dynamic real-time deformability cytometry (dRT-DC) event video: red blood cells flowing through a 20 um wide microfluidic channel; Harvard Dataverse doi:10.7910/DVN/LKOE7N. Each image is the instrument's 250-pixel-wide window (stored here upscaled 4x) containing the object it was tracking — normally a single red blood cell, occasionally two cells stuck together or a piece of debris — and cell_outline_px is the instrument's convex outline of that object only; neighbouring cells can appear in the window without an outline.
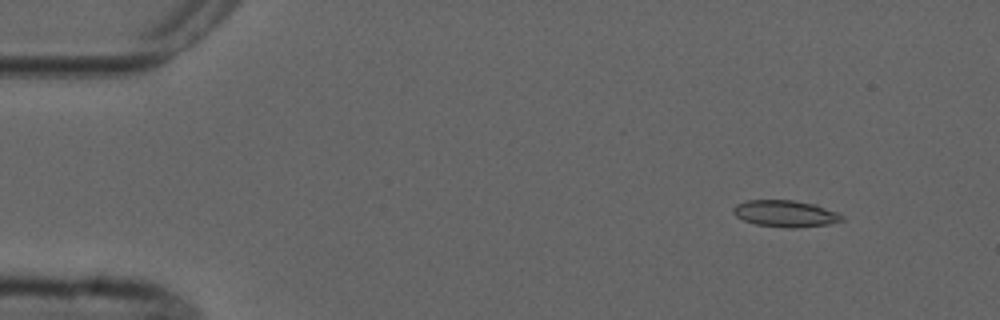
{"species": "common noctule bat (a hibernating species)", "species_latin": "Nyctalus noctula", "temperature_condition": "cold", "stored_images_in_passage": 5, "camera_frame_rate_fps": 3000, "um_per_image_px": 0.085, "animal": {"sex": "male", "forearm_length_mm": 52.5}, "frame": {"image": 1, "passage_image": 2, "time_ms": 1.333, "image_size_px": [1000, 320], "cell_outline_px": [[844, 220], [828, 224], [796, 228], [788, 228], [756, 224], [744, 220], [736, 216], [732, 212], [732, 208], [736, 204], [748, 200], [792, 200], [816, 204], [836, 212], [844, 216]], "centroid_in_image_um": [66.75, 18.15], "position_along_channel_um": 18.2, "area_um2": 16.88}}
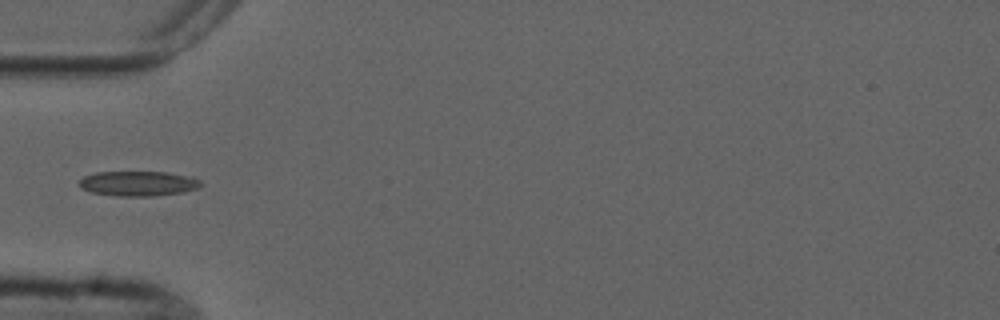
{"frame": {"image": 2, "passage_image": 5, "time_ms": 5.333, "image_size_px": [1000, 320], "cell_outline_px": [[200, 188], [184, 192], [152, 196], [120, 196], [92, 192], [80, 188], [80, 180], [84, 176], [96, 172], [168, 172], [196, 176], [200, 180]], "centroid_in_image_um": [11.81, 15.59], "position_along_channel_um": 73.2, "area_um2": 17.8}}